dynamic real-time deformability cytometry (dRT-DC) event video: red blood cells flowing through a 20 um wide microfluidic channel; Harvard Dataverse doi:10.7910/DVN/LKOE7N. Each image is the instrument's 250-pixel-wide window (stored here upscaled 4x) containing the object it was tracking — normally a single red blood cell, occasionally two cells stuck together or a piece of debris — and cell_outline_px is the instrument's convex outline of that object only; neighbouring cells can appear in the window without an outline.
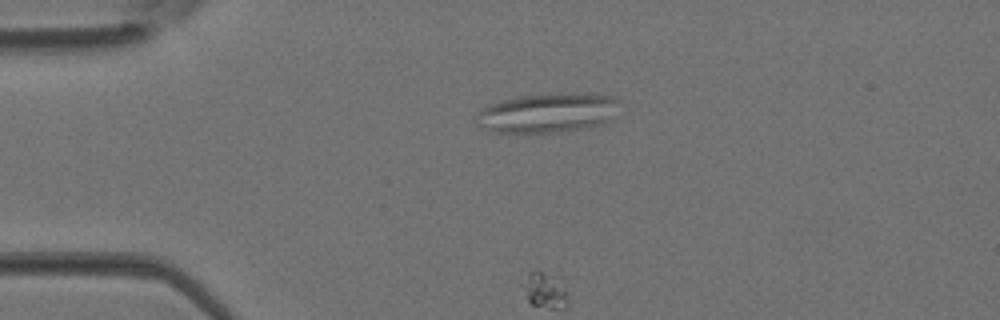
{"species": "Egyptian fruit bat (a non-hibernating species)", "species_latin": "Rousettus aegyptiacus", "temperature_condition": "room temperature", "stored_images_in_passage": 2, "camera_frame_rate_fps": 3000, "um_per_image_px": 0.085, "animal": {"sex": "female"}, "frame": {"image": 1, "passage_image": 1, "time_ms": 0.0, "image_size_px": [1000, 320], "cell_outline_px": [[620, 100], [612, 120], [604, 124], [588, 128], [560, 132], [528, 136], [488, 132], [480, 124], [476, 116], [480, 108], [488, 104], [500, 100], [520, 96], [564, 92], [588, 92], [616, 96]], "centroid_in_image_um": [46.56, 9.62], "position_along_channel_um": 38.4, "area_um2": 34.8}}